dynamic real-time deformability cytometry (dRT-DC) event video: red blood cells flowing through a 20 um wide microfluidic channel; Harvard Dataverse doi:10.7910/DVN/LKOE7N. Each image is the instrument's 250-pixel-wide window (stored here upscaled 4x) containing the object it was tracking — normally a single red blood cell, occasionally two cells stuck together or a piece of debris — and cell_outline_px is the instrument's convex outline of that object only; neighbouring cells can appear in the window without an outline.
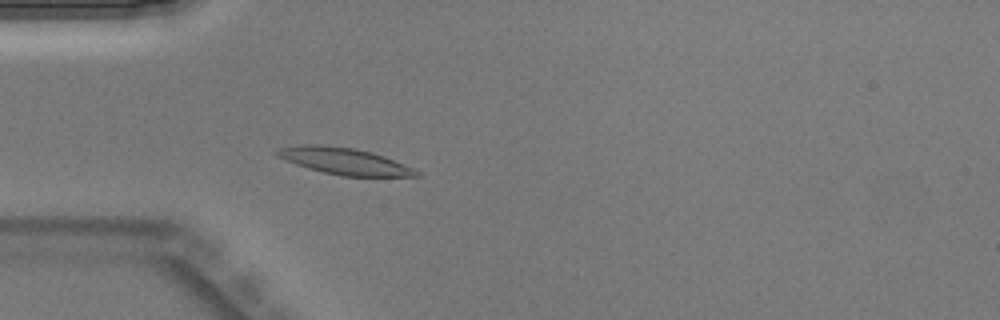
{"species": "Egyptian fruit bat (a non-hibernating species)", "species_latin": "Rousettus aegyptiacus", "temperature_condition": "warm", "stored_images_in_passage": 45, "camera_frame_rate_fps": 3000, "um_per_image_px": 0.085, "animal": {"sex": "male"}, "frame": {"image": 1, "passage_image": 13, "time_ms": 4.0, "image_size_px": [1000, 320], "cell_outline_px": [[420, 176], [340, 176], [308, 168], [296, 164], [276, 156], [272, 152], [280, 148], [304, 144], [320, 144], [352, 148], [372, 152], [384, 156], [412, 168], [420, 172]], "centroid_in_image_um": [29.23, 13.69], "position_along_channel_um": 55.8, "area_um2": 21.44}}
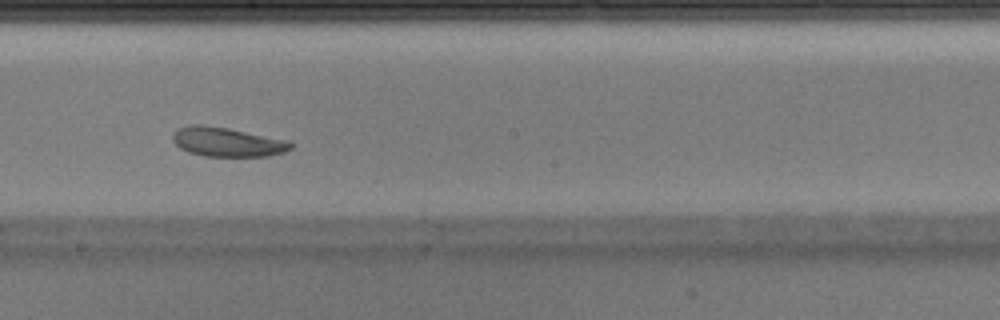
{"frame": {"image": 2, "passage_image": 25, "time_ms": 8.0, "image_size_px": [1000, 320], "cell_outline_px": [[292, 148], [284, 152], [268, 156], [204, 156], [188, 152], [180, 148], [172, 140], [172, 136], [176, 128], [192, 124], [200, 124], [228, 128], [288, 140], [292, 144]], "centroid_in_image_um": [19.28, 12.06], "position_along_channel_um": 228.9, "area_um2": 20.17}}
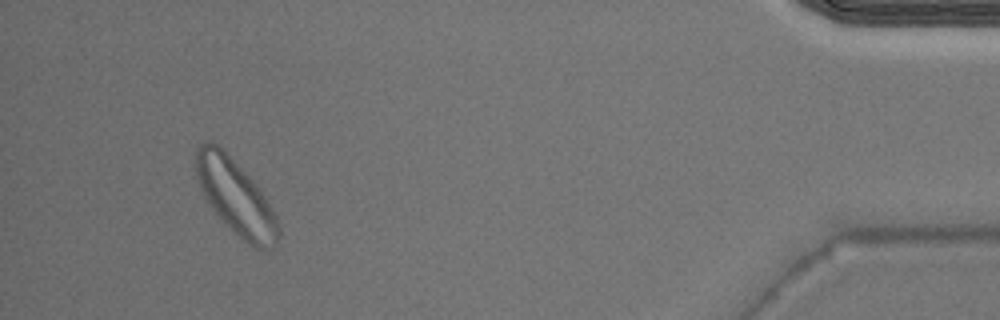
{"frame": {"image": 3, "passage_image": 42, "time_ms": 13.667, "image_size_px": [1000, 320], "cell_outline_px": [[280, 240], [272, 248], [252, 248], [224, 224], [212, 208], [204, 196], [200, 188], [196, 176], [196, 148], [200, 144], [208, 140], [224, 148], [260, 188], [276, 216], [280, 228]], "centroid_in_image_um": [20.04, 16.75], "position_along_channel_um": 415.2, "area_um2": 36.36}}